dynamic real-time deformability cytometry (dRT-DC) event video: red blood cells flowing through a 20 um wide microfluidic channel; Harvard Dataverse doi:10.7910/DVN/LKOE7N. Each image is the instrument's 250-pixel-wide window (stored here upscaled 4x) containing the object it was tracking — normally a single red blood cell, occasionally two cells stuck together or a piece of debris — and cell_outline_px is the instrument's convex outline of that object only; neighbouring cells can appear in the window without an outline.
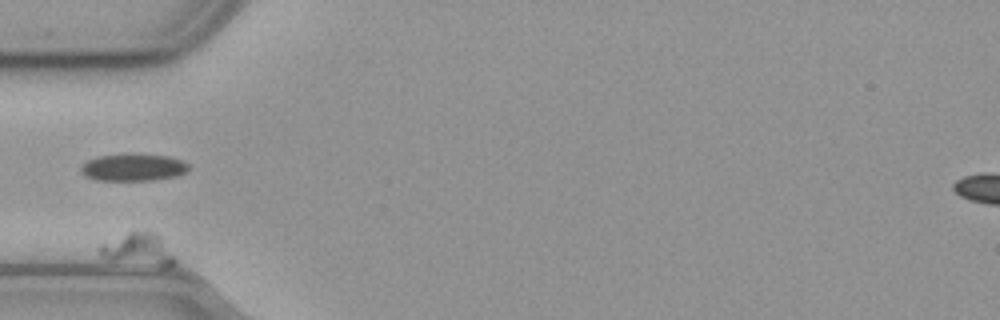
{"species": "common noctule bat (a hibernating species)", "species_latin": "Nyctalus noctula", "temperature_condition": "cold", "stored_images_in_passage": 39, "camera_frame_rate_fps": 3000, "um_per_image_px": 0.085, "animal": {"sex": "male", "body_mass_g": 23.1, "forearm_length_mm": 52.7}, "frame": {"image": 1, "passage_image": 1, "time_ms": 0.0, "image_size_px": [1000, 320], "cell_outline_px": [[176, 264], [168, 268], [164, 268], [112, 260], [100, 256], [100, 244], [128, 232], [156, 232], [160, 236], [176, 260]], "centroid_in_image_um": [11.8, 21.23], "position_along_channel_um": 73.2, "area_um2": 14.16}}
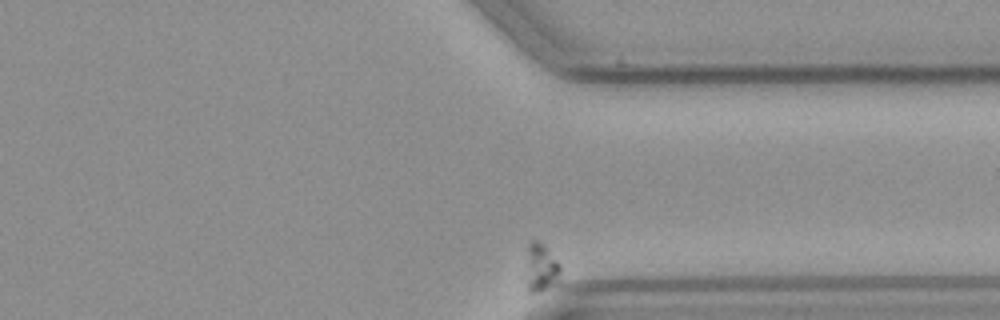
{"frame": {"image": 2, "passage_image": 39, "time_ms": 12.667, "image_size_px": [1000, 320], "cell_outline_px": [[560, 284], [540, 292], [528, 292], [524, 284], [524, 276], [528, 244], [532, 240], [536, 240], [560, 264]], "centroid_in_image_um": [45.94, 22.87], "position_along_channel_um": 365.5, "area_um2": 10.12}}